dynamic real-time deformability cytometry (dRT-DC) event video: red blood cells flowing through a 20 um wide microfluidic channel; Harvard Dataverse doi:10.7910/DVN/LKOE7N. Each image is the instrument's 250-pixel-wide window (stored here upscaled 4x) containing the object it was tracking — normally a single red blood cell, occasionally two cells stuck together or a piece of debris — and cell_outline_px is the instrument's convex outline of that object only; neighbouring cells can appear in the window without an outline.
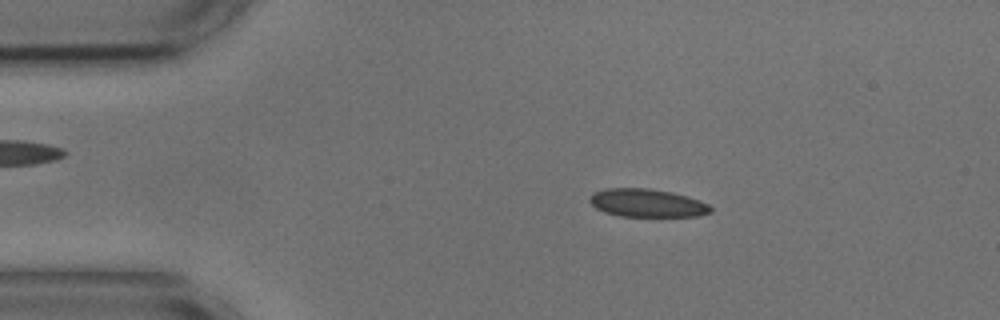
{"species": "common noctule bat (a hibernating species)", "species_latin": "Nyctalus noctula", "temperature_condition": "cold", "stored_images_in_passage": 49, "camera_frame_rate_fps": 3000, "um_per_image_px": 0.085, "animal": {"sex": "male", "body_mass_g": 17.9, "forearm_length_mm": 54.2}, "frame": {"image": 1, "passage_image": 4, "time_ms": 1.0, "image_size_px": [1000, 320], "cell_outline_px": [[712, 212], [696, 216], [620, 216], [604, 212], [596, 208], [588, 200], [592, 192], [604, 188], [648, 188], [672, 192], [688, 196], [700, 200], [708, 204], [712, 208]], "centroid_in_image_um": [54.98, 17.24], "position_along_channel_um": 30.0, "area_um2": 19.94}}
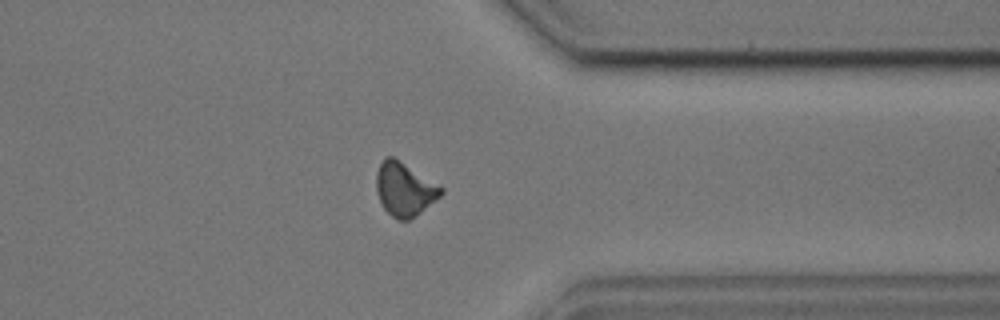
{"frame": {"image": 2, "passage_image": 37, "time_ms": 12.0, "image_size_px": [1000, 320], "cell_outline_px": [[444, 192], [440, 196], [420, 212], [408, 220], [400, 220], [392, 216], [384, 208], [380, 200], [376, 188], [376, 172], [384, 156], [392, 156], [444, 188]], "centroid_in_image_um": [34.37, 16.07], "position_along_channel_um": 377.0, "area_um2": 19.77}}
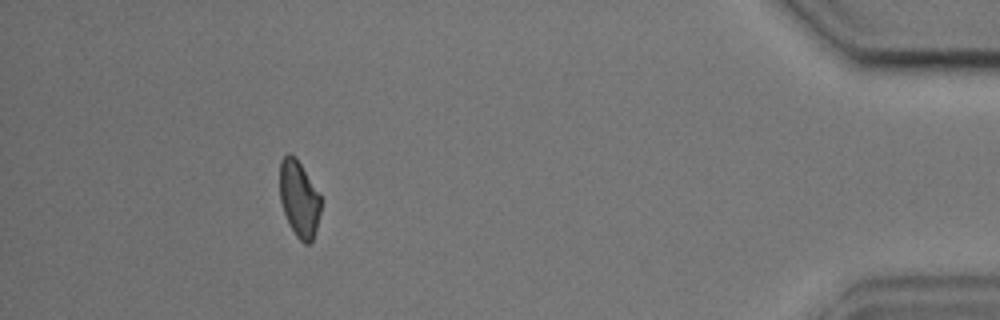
{"frame": {"image": 3, "passage_image": 44, "time_ms": 14.333, "image_size_px": [1000, 320], "cell_outline_px": [[320, 212], [316, 228], [312, 240], [308, 244], [304, 244], [296, 236], [288, 224], [280, 200], [280, 160], [288, 152], [296, 156], [320, 196]], "centroid_in_image_um": [25.4, 16.89], "position_along_channel_um": 409.8, "area_um2": 18.15}, "authors_computed_cell_mechanics": {"area_um2": 19.941, "velocity_mm_per_s": 3.6141, "shape_relaxation_time_tau1_ms": 3.23, "shape_relaxation_time_tau2_ms": 1.5578, "deformation_change_tau1": 0.0894, "deformation_change_tau2": 0.0779}}